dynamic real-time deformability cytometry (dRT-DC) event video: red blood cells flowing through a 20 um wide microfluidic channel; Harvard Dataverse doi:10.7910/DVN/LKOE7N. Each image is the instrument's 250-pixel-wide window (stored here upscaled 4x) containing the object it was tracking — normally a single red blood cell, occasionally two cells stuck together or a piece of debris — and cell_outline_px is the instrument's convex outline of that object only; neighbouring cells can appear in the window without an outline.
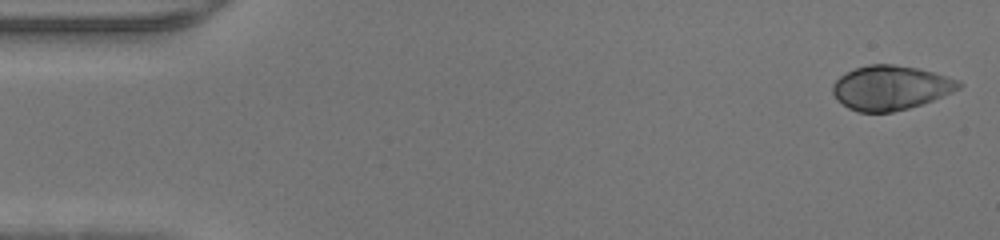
{"species": "human", "species_latin": "Homo sapiens", "temperature_condition": "warm", "stored_images_in_passage": 46, "camera_frame_rate_fps": 3000, "um_per_image_px": 0.085, "donor": {"sex": "male"}, "frame": {"image": 1, "passage_image": 1, "time_ms": 0.0, "image_size_px": [1000, 240], "cell_outline_px": [[964, 84], [960, 88], [952, 92], [932, 100], [908, 108], [892, 112], [856, 112], [848, 108], [832, 92], [832, 84], [840, 76], [856, 68], [868, 64], [892, 64], [920, 68], [960, 80]], "centroid_in_image_um": [75.72, 7.45], "position_along_channel_um": 9.3, "area_um2": 32.48}}
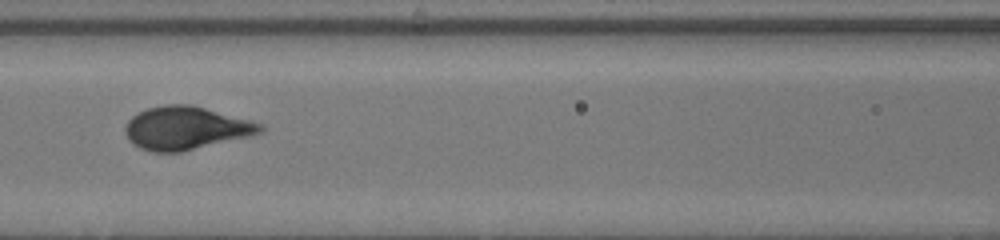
{"frame": {"image": 2, "passage_image": 20, "time_ms": 6.333, "image_size_px": [1000, 240], "cell_outline_px": [[264, 132], [252, 136], [180, 152], [152, 152], [140, 148], [132, 144], [128, 140], [124, 132], [124, 128], [128, 120], [132, 116], [148, 108], [164, 104], [192, 104], [252, 120], [264, 124]], "centroid_in_image_um": [15.83, 10.88], "position_along_channel_um": 150.8, "area_um2": 34.39}}
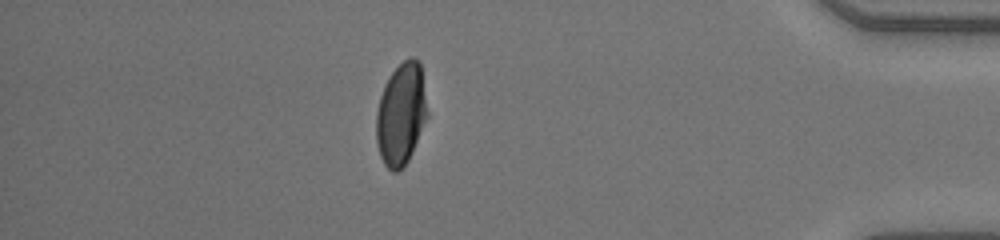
{"frame": {"image": 3, "passage_image": 40, "time_ms": 13.0, "image_size_px": [1000, 240], "cell_outline_px": [[428, 116], [412, 152], [408, 160], [396, 172], [392, 172], [384, 164], [380, 156], [376, 140], [376, 112], [380, 96], [384, 84], [392, 72], [404, 60], [412, 56], [420, 60], [428, 112]], "centroid_in_image_um": [34.09, 9.67], "position_along_channel_um": 401.1, "area_um2": 30.46}}